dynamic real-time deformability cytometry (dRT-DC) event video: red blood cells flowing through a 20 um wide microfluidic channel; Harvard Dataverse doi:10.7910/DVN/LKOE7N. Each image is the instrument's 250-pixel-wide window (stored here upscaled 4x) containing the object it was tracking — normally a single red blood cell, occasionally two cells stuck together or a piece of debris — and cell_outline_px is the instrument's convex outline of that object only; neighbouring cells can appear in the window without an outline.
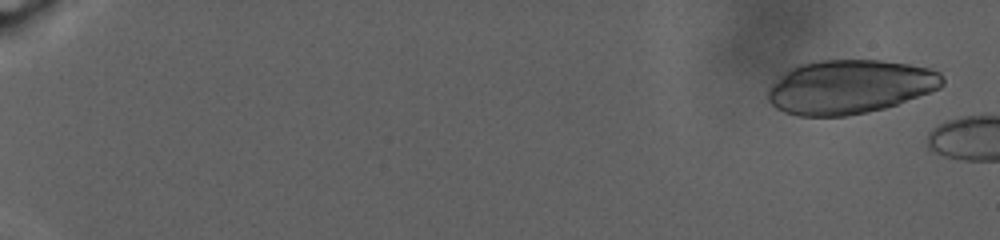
{"species": "human", "species_latin": "Homo sapiens", "temperature_condition": "warm", "stored_images_in_passage": 8, "camera_frame_rate_fps": 3000, "um_per_image_px": 0.085, "donor": {"sex": "male"}, "frame": {"image": 1, "passage_image": 2, "time_ms": 1.0, "image_size_px": [1000, 240], "cell_outline_px": [[944, 84], [940, 88], [896, 104], [884, 108], [868, 112], [844, 116], [800, 116], [784, 112], [776, 108], [768, 100], [768, 88], [788, 68], [796, 64], [816, 60], [880, 60], [908, 64], [932, 68], [940, 72], [944, 76]], "centroid_in_image_um": [72.21, 7.36], "position_along_channel_um": 12.8, "area_um2": 55.14}}